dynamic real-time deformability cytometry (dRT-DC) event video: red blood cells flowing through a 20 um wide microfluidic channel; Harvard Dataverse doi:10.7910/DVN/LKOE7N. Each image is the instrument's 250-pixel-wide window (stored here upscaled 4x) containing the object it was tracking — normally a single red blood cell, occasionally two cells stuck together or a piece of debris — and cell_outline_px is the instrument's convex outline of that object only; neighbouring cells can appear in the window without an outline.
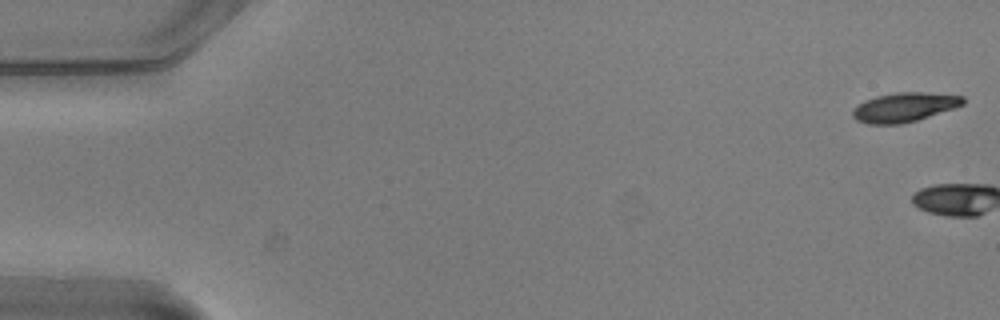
{"species": "common noctule bat (a hibernating species)", "species_latin": "Nyctalus noctula", "temperature_condition": "warm", "stored_images_in_passage": 2, "camera_frame_rate_fps": 3000, "um_per_image_px": 0.085, "animal": {"sex": "male", "body_mass_g": 20.5, "forearm_length_mm": 52.5}, "frame": {"image": 1, "passage_image": 1, "time_ms": 0.0, "image_size_px": [1000, 320], "cell_outline_px": [[964, 104], [916, 120], [900, 124], [868, 124], [856, 120], [852, 116], [852, 108], [864, 100], [876, 96], [896, 92], [924, 92], [964, 96]], "centroid_in_image_um": [76.8, 9.11], "position_along_channel_um": 8.2, "area_um2": 18.73}}